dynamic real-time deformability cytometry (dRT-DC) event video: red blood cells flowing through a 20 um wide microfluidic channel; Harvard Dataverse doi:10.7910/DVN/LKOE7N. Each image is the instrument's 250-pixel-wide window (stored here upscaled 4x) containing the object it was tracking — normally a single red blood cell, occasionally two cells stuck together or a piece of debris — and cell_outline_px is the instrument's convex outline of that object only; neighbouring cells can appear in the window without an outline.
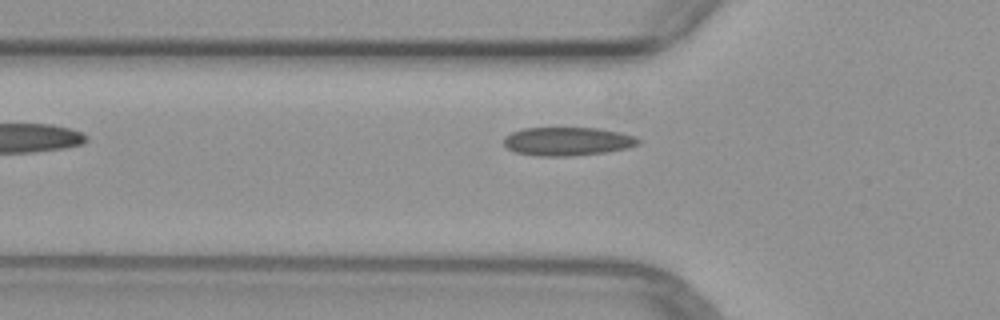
{"species": "common noctule bat (a hibernating species)", "species_latin": "Nyctalus noctula", "temperature_condition": "warm", "stored_images_in_passage": 4, "camera_frame_rate_fps": 3000, "um_per_image_px": 0.085, "animal": {"sex": "female", "body_mass_g": 29.2, "forearm_length_mm": 56.3}, "frame": {"image": 1, "passage_image": 4, "time_ms": 3.333, "image_size_px": [1000, 320], "cell_outline_px": [[640, 144], [628, 148], [604, 152], [572, 156], [536, 156], [516, 152], [508, 148], [504, 144], [504, 136], [512, 132], [524, 128], [596, 128], [620, 132], [636, 136], [640, 140]], "centroid_in_image_um": [48.25, 12.02], "position_along_channel_um": 77.5, "area_um2": 22.37}}